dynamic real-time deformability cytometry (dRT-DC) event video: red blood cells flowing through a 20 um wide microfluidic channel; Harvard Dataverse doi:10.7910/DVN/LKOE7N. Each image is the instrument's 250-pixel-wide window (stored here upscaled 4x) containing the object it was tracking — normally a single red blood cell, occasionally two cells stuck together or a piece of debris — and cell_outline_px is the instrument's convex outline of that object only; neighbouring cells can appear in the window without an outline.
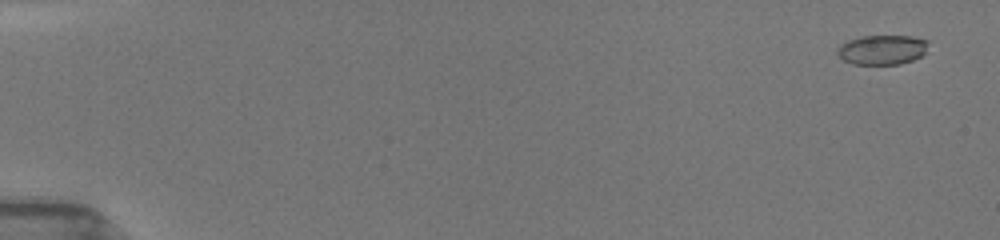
{"species": "common noctule bat (a hibernating species)", "species_latin": "Nyctalus noctula", "temperature_condition": "room temperature", "stored_images_in_passage": 11, "camera_frame_rate_fps": 3000, "um_per_image_px": 0.085, "animal": {"sex": "female", "body_mass_g": 19.5, "forearm_length_mm": 54.1}, "frame": {"image": 1, "passage_image": 3, "time_ms": 0.667, "image_size_px": [1000, 240], "cell_outline_px": [[928, 40], [924, 52], [920, 56], [912, 60], [900, 64], [852, 64], [844, 60], [836, 52], [840, 44], [848, 40], [864, 36], [912, 36]], "centroid_in_image_um": [74.96, 4.22], "position_along_channel_um": 10.0, "area_um2": 15.55}}
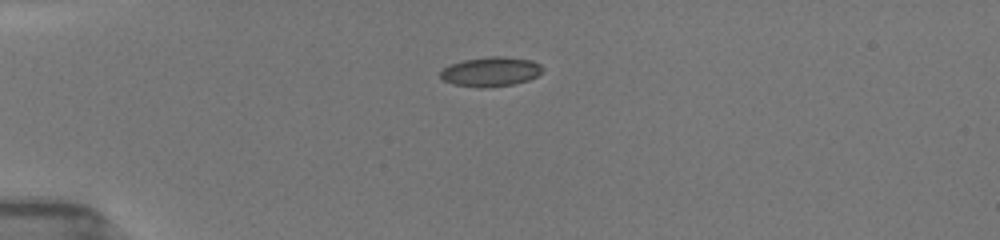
{"frame": {"image": 2, "passage_image": 10, "time_ms": 4.667, "image_size_px": [1000, 240], "cell_outline_px": [[544, 68], [536, 76], [528, 80], [512, 84], [480, 88], [452, 84], [444, 80], [440, 76], [440, 72], [444, 68], [452, 64], [464, 60], [488, 56], [504, 56], [532, 60], [540, 64]], "centroid_in_image_um": [41.72, 6.08], "position_along_channel_um": 43.3, "area_um2": 17.46}}